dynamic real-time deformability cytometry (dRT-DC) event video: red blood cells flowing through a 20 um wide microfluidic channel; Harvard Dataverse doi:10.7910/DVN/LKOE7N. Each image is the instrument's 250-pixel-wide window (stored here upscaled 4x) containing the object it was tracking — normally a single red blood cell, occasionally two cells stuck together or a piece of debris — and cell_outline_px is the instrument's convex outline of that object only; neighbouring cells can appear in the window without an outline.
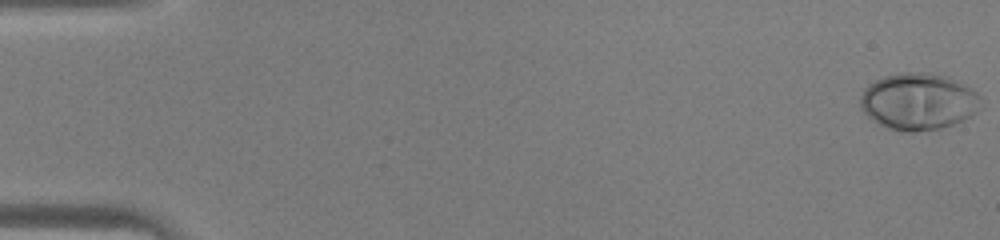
{"species": "human", "species_latin": "Homo sapiens", "temperature_condition": "warm", "stored_images_in_passage": 46, "camera_frame_rate_fps": 3000, "um_per_image_px": 0.085, "donor": {"sex": "male"}, "frame": {"image": 1, "passage_image": 1, "time_ms": 0.0, "image_size_px": [1000, 240], "cell_outline_px": [[980, 96], [976, 112], [964, 120], [940, 128], [912, 132], [908, 132], [888, 128], [876, 124], [860, 108], [860, 96], [864, 88], [868, 84], [884, 76], [900, 72], [920, 72], [944, 76], [972, 88]], "centroid_in_image_um": [78.0, 8.63], "position_along_channel_um": 7.0, "area_um2": 39.71}}
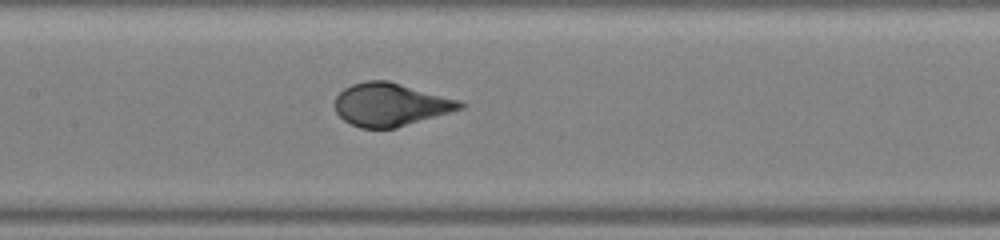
{"frame": {"image": 2, "passage_image": 23, "time_ms": 7.333, "image_size_px": [1000, 240], "cell_outline_px": [[468, 104], [464, 108], [396, 128], [360, 128], [344, 120], [336, 112], [336, 96], [344, 88], [352, 84], [364, 80], [388, 80], [460, 100]], "centroid_in_image_um": [33.22, 8.88], "position_along_channel_um": 174.2, "area_um2": 31.39}}
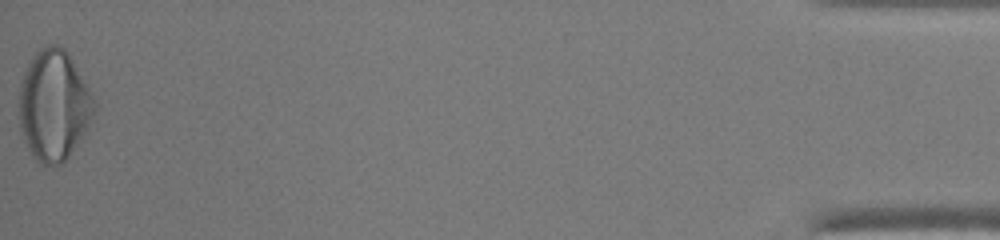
{"frame": {"image": 3, "passage_image": 46, "time_ms": 15.0, "image_size_px": [1000, 240], "cell_outline_px": [[96, 112], [84, 132], [68, 156], [60, 164], [40, 164], [36, 160], [24, 140], [20, 128], [20, 80], [32, 56], [40, 48], [48, 44], [56, 44], [64, 48], [68, 52], [92, 96], [96, 104]], "centroid_in_image_um": [4.56, 8.92], "position_along_channel_um": 430.6, "area_um2": 47.8}}